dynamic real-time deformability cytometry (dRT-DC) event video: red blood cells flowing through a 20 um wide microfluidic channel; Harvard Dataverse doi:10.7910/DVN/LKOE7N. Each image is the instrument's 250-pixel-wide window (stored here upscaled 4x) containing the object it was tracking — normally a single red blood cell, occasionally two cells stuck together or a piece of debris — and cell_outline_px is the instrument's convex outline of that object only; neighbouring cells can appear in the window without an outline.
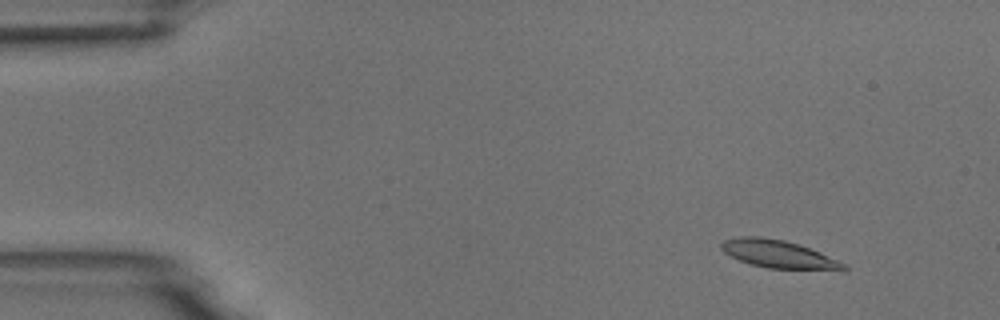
{"species": "common noctule bat (a hibernating species)", "species_latin": "Nyctalus noctula", "temperature_condition": "room temperature", "stored_images_in_passage": 5, "camera_frame_rate_fps": 3000, "um_per_image_px": 0.085, "animal": {"sex": "male", "body_mass_g": 18.8}, "frame": {"image": 1, "passage_image": 2, "time_ms": 1.333, "image_size_px": [1000, 320], "cell_outline_px": [[848, 268], [844, 272], [768, 268], [752, 264], [740, 260], [724, 252], [720, 248], [720, 244], [724, 240], [740, 236], [760, 236], [784, 240], [820, 252], [848, 264]], "centroid_in_image_um": [66.29, 21.64], "position_along_channel_um": 18.7, "area_um2": 20.29}}
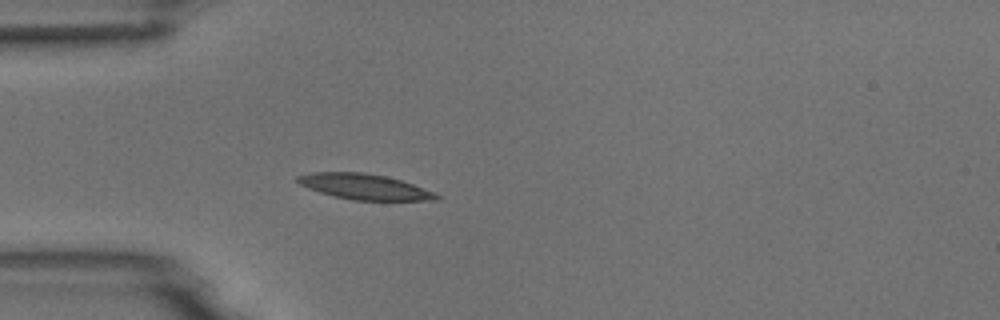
{"frame": {"image": 2, "passage_image": 5, "time_ms": 4.667, "image_size_px": [1000, 320], "cell_outline_px": [[440, 200], [352, 200], [332, 196], [308, 188], [300, 184], [296, 180], [296, 176], [312, 172], [364, 172], [384, 176], [400, 180], [436, 192], [440, 196]], "centroid_in_image_um": [30.97, 15.87], "position_along_channel_um": 54.0, "area_um2": 20.63}}